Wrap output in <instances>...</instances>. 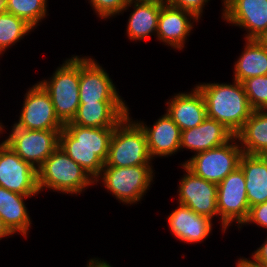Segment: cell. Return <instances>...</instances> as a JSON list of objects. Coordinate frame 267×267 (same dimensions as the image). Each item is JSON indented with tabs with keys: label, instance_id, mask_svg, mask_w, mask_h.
Returning a JSON list of instances; mask_svg holds the SVG:
<instances>
[{
	"label": "cell",
	"instance_id": "6da1fadb",
	"mask_svg": "<svg viewBox=\"0 0 267 267\" xmlns=\"http://www.w3.org/2000/svg\"><path fill=\"white\" fill-rule=\"evenodd\" d=\"M114 129L66 123L59 133V147L95 180L107 161Z\"/></svg>",
	"mask_w": 267,
	"mask_h": 267
},
{
	"label": "cell",
	"instance_id": "7a4b0ae2",
	"mask_svg": "<svg viewBox=\"0 0 267 267\" xmlns=\"http://www.w3.org/2000/svg\"><path fill=\"white\" fill-rule=\"evenodd\" d=\"M196 87L204 96L207 117L224 124L234 135L253 112L239 81L234 80L232 84L203 82Z\"/></svg>",
	"mask_w": 267,
	"mask_h": 267
},
{
	"label": "cell",
	"instance_id": "3957f363",
	"mask_svg": "<svg viewBox=\"0 0 267 267\" xmlns=\"http://www.w3.org/2000/svg\"><path fill=\"white\" fill-rule=\"evenodd\" d=\"M39 192L48 189L63 194L80 195L94 179L59 146L37 170Z\"/></svg>",
	"mask_w": 267,
	"mask_h": 267
},
{
	"label": "cell",
	"instance_id": "277c9868",
	"mask_svg": "<svg viewBox=\"0 0 267 267\" xmlns=\"http://www.w3.org/2000/svg\"><path fill=\"white\" fill-rule=\"evenodd\" d=\"M155 170L152 165L113 167L104 165L94 183L107 189L120 203L135 205L141 203L151 184L154 182ZM150 187V188H149Z\"/></svg>",
	"mask_w": 267,
	"mask_h": 267
},
{
	"label": "cell",
	"instance_id": "5b68a950",
	"mask_svg": "<svg viewBox=\"0 0 267 267\" xmlns=\"http://www.w3.org/2000/svg\"><path fill=\"white\" fill-rule=\"evenodd\" d=\"M39 83L49 93L58 119L63 124L71 122L80 105L79 56L65 59L51 77Z\"/></svg>",
	"mask_w": 267,
	"mask_h": 267
},
{
	"label": "cell",
	"instance_id": "8992f818",
	"mask_svg": "<svg viewBox=\"0 0 267 267\" xmlns=\"http://www.w3.org/2000/svg\"><path fill=\"white\" fill-rule=\"evenodd\" d=\"M146 135L129 114L115 127L105 164L113 167L152 165Z\"/></svg>",
	"mask_w": 267,
	"mask_h": 267
},
{
	"label": "cell",
	"instance_id": "52a82bcc",
	"mask_svg": "<svg viewBox=\"0 0 267 267\" xmlns=\"http://www.w3.org/2000/svg\"><path fill=\"white\" fill-rule=\"evenodd\" d=\"M242 154L238 139L234 136L221 146L192 155L182 164L200 178L219 184L239 167Z\"/></svg>",
	"mask_w": 267,
	"mask_h": 267
},
{
	"label": "cell",
	"instance_id": "ba28073f",
	"mask_svg": "<svg viewBox=\"0 0 267 267\" xmlns=\"http://www.w3.org/2000/svg\"><path fill=\"white\" fill-rule=\"evenodd\" d=\"M243 171L238 167L217 184V211L222 232L237 223L239 228L249 213Z\"/></svg>",
	"mask_w": 267,
	"mask_h": 267
},
{
	"label": "cell",
	"instance_id": "9c48e42d",
	"mask_svg": "<svg viewBox=\"0 0 267 267\" xmlns=\"http://www.w3.org/2000/svg\"><path fill=\"white\" fill-rule=\"evenodd\" d=\"M11 127L4 142L36 170L59 146L61 130H24L15 124Z\"/></svg>",
	"mask_w": 267,
	"mask_h": 267
},
{
	"label": "cell",
	"instance_id": "30bf717a",
	"mask_svg": "<svg viewBox=\"0 0 267 267\" xmlns=\"http://www.w3.org/2000/svg\"><path fill=\"white\" fill-rule=\"evenodd\" d=\"M18 121L14 124L24 130H62L64 124L55 114L49 93L38 82L24 94Z\"/></svg>",
	"mask_w": 267,
	"mask_h": 267
},
{
	"label": "cell",
	"instance_id": "8fae6325",
	"mask_svg": "<svg viewBox=\"0 0 267 267\" xmlns=\"http://www.w3.org/2000/svg\"><path fill=\"white\" fill-rule=\"evenodd\" d=\"M96 59L79 56V102L125 101L109 73Z\"/></svg>",
	"mask_w": 267,
	"mask_h": 267
},
{
	"label": "cell",
	"instance_id": "7c38bea8",
	"mask_svg": "<svg viewBox=\"0 0 267 267\" xmlns=\"http://www.w3.org/2000/svg\"><path fill=\"white\" fill-rule=\"evenodd\" d=\"M0 186L22 195L40 194L37 170L4 141L0 143Z\"/></svg>",
	"mask_w": 267,
	"mask_h": 267
},
{
	"label": "cell",
	"instance_id": "4fadbf2b",
	"mask_svg": "<svg viewBox=\"0 0 267 267\" xmlns=\"http://www.w3.org/2000/svg\"><path fill=\"white\" fill-rule=\"evenodd\" d=\"M186 172L179 181L177 203L189 207L199 215L211 220L218 218L217 184L207 181L190 171L184 164H180Z\"/></svg>",
	"mask_w": 267,
	"mask_h": 267
},
{
	"label": "cell",
	"instance_id": "5bb4252c",
	"mask_svg": "<svg viewBox=\"0 0 267 267\" xmlns=\"http://www.w3.org/2000/svg\"><path fill=\"white\" fill-rule=\"evenodd\" d=\"M222 19L247 33L244 39H256L267 29V0H222Z\"/></svg>",
	"mask_w": 267,
	"mask_h": 267
},
{
	"label": "cell",
	"instance_id": "9a60e30c",
	"mask_svg": "<svg viewBox=\"0 0 267 267\" xmlns=\"http://www.w3.org/2000/svg\"><path fill=\"white\" fill-rule=\"evenodd\" d=\"M192 12L176 8L165 2L158 17L156 38L164 45L176 50L185 48L187 37L194 28V22H199Z\"/></svg>",
	"mask_w": 267,
	"mask_h": 267
},
{
	"label": "cell",
	"instance_id": "2e32d148",
	"mask_svg": "<svg viewBox=\"0 0 267 267\" xmlns=\"http://www.w3.org/2000/svg\"><path fill=\"white\" fill-rule=\"evenodd\" d=\"M177 204L167 217L170 232L179 241L189 244L203 243L212 232L213 221L185 205Z\"/></svg>",
	"mask_w": 267,
	"mask_h": 267
},
{
	"label": "cell",
	"instance_id": "e0dca14e",
	"mask_svg": "<svg viewBox=\"0 0 267 267\" xmlns=\"http://www.w3.org/2000/svg\"><path fill=\"white\" fill-rule=\"evenodd\" d=\"M136 122L146 135L148 151L153 160L180 152L181 130L167 112L151 126L138 119Z\"/></svg>",
	"mask_w": 267,
	"mask_h": 267
},
{
	"label": "cell",
	"instance_id": "ac0fdd59",
	"mask_svg": "<svg viewBox=\"0 0 267 267\" xmlns=\"http://www.w3.org/2000/svg\"><path fill=\"white\" fill-rule=\"evenodd\" d=\"M171 97L165 103V111L181 131L195 128L206 119L205 99L196 86L189 92H179Z\"/></svg>",
	"mask_w": 267,
	"mask_h": 267
},
{
	"label": "cell",
	"instance_id": "d6986e66",
	"mask_svg": "<svg viewBox=\"0 0 267 267\" xmlns=\"http://www.w3.org/2000/svg\"><path fill=\"white\" fill-rule=\"evenodd\" d=\"M125 101H96L80 103L71 122L92 128L116 127L130 110Z\"/></svg>",
	"mask_w": 267,
	"mask_h": 267
},
{
	"label": "cell",
	"instance_id": "ffe728a7",
	"mask_svg": "<svg viewBox=\"0 0 267 267\" xmlns=\"http://www.w3.org/2000/svg\"><path fill=\"white\" fill-rule=\"evenodd\" d=\"M165 0H129L126 8L133 7L129 14L126 34L132 41H142L156 35L158 17Z\"/></svg>",
	"mask_w": 267,
	"mask_h": 267
},
{
	"label": "cell",
	"instance_id": "44dd1931",
	"mask_svg": "<svg viewBox=\"0 0 267 267\" xmlns=\"http://www.w3.org/2000/svg\"><path fill=\"white\" fill-rule=\"evenodd\" d=\"M234 136L224 124L206 117L197 127L181 131L180 151L188 149L197 154L221 146Z\"/></svg>",
	"mask_w": 267,
	"mask_h": 267
},
{
	"label": "cell",
	"instance_id": "7402d4cb",
	"mask_svg": "<svg viewBox=\"0 0 267 267\" xmlns=\"http://www.w3.org/2000/svg\"><path fill=\"white\" fill-rule=\"evenodd\" d=\"M239 168L245 177V188L249 206L267 201V155H250L243 153Z\"/></svg>",
	"mask_w": 267,
	"mask_h": 267
},
{
	"label": "cell",
	"instance_id": "603a6c76",
	"mask_svg": "<svg viewBox=\"0 0 267 267\" xmlns=\"http://www.w3.org/2000/svg\"><path fill=\"white\" fill-rule=\"evenodd\" d=\"M37 195H22L0 186V217L14 234L27 238L32 221L25 200Z\"/></svg>",
	"mask_w": 267,
	"mask_h": 267
},
{
	"label": "cell",
	"instance_id": "cb8c5ba5",
	"mask_svg": "<svg viewBox=\"0 0 267 267\" xmlns=\"http://www.w3.org/2000/svg\"><path fill=\"white\" fill-rule=\"evenodd\" d=\"M235 136L243 153L267 155V110H253Z\"/></svg>",
	"mask_w": 267,
	"mask_h": 267
},
{
	"label": "cell",
	"instance_id": "d4e9b609",
	"mask_svg": "<svg viewBox=\"0 0 267 267\" xmlns=\"http://www.w3.org/2000/svg\"><path fill=\"white\" fill-rule=\"evenodd\" d=\"M243 51L234 63L233 80H244L267 75V51L256 39H245Z\"/></svg>",
	"mask_w": 267,
	"mask_h": 267
},
{
	"label": "cell",
	"instance_id": "484cf974",
	"mask_svg": "<svg viewBox=\"0 0 267 267\" xmlns=\"http://www.w3.org/2000/svg\"><path fill=\"white\" fill-rule=\"evenodd\" d=\"M35 29L24 19L16 17L8 12L0 14V56L4 52L19 43L21 39Z\"/></svg>",
	"mask_w": 267,
	"mask_h": 267
},
{
	"label": "cell",
	"instance_id": "4316f807",
	"mask_svg": "<svg viewBox=\"0 0 267 267\" xmlns=\"http://www.w3.org/2000/svg\"><path fill=\"white\" fill-rule=\"evenodd\" d=\"M48 0H7V12L24 19L34 29L46 19Z\"/></svg>",
	"mask_w": 267,
	"mask_h": 267
},
{
	"label": "cell",
	"instance_id": "83f0119b",
	"mask_svg": "<svg viewBox=\"0 0 267 267\" xmlns=\"http://www.w3.org/2000/svg\"><path fill=\"white\" fill-rule=\"evenodd\" d=\"M250 107L267 110V75L251 77L242 82Z\"/></svg>",
	"mask_w": 267,
	"mask_h": 267
},
{
	"label": "cell",
	"instance_id": "f1b7e54d",
	"mask_svg": "<svg viewBox=\"0 0 267 267\" xmlns=\"http://www.w3.org/2000/svg\"><path fill=\"white\" fill-rule=\"evenodd\" d=\"M96 15L104 20L122 14L129 0H88Z\"/></svg>",
	"mask_w": 267,
	"mask_h": 267
},
{
	"label": "cell",
	"instance_id": "f546056e",
	"mask_svg": "<svg viewBox=\"0 0 267 267\" xmlns=\"http://www.w3.org/2000/svg\"><path fill=\"white\" fill-rule=\"evenodd\" d=\"M252 223L265 230L267 229V201L250 207L248 216L243 224L239 227V230L241 227L246 226V224L249 225Z\"/></svg>",
	"mask_w": 267,
	"mask_h": 267
},
{
	"label": "cell",
	"instance_id": "4dcf8cb0",
	"mask_svg": "<svg viewBox=\"0 0 267 267\" xmlns=\"http://www.w3.org/2000/svg\"><path fill=\"white\" fill-rule=\"evenodd\" d=\"M170 5L192 12L198 19H201L205 5L210 0H165Z\"/></svg>",
	"mask_w": 267,
	"mask_h": 267
},
{
	"label": "cell",
	"instance_id": "1f68e13d",
	"mask_svg": "<svg viewBox=\"0 0 267 267\" xmlns=\"http://www.w3.org/2000/svg\"><path fill=\"white\" fill-rule=\"evenodd\" d=\"M251 257L258 263L267 266V236L265 241L258 247Z\"/></svg>",
	"mask_w": 267,
	"mask_h": 267
},
{
	"label": "cell",
	"instance_id": "d6a6232c",
	"mask_svg": "<svg viewBox=\"0 0 267 267\" xmlns=\"http://www.w3.org/2000/svg\"><path fill=\"white\" fill-rule=\"evenodd\" d=\"M237 262L235 263V267H267L265 265H262L255 261L252 257L250 258H245V257H240Z\"/></svg>",
	"mask_w": 267,
	"mask_h": 267
},
{
	"label": "cell",
	"instance_id": "836d02e7",
	"mask_svg": "<svg viewBox=\"0 0 267 267\" xmlns=\"http://www.w3.org/2000/svg\"><path fill=\"white\" fill-rule=\"evenodd\" d=\"M86 267H113L110 265L107 260H101L100 258H90L89 261H87Z\"/></svg>",
	"mask_w": 267,
	"mask_h": 267
},
{
	"label": "cell",
	"instance_id": "e575fe53",
	"mask_svg": "<svg viewBox=\"0 0 267 267\" xmlns=\"http://www.w3.org/2000/svg\"><path fill=\"white\" fill-rule=\"evenodd\" d=\"M10 236H13V233L8 229L3 222V219L0 217V240L3 238H9Z\"/></svg>",
	"mask_w": 267,
	"mask_h": 267
},
{
	"label": "cell",
	"instance_id": "d590c367",
	"mask_svg": "<svg viewBox=\"0 0 267 267\" xmlns=\"http://www.w3.org/2000/svg\"><path fill=\"white\" fill-rule=\"evenodd\" d=\"M256 40L267 51V29Z\"/></svg>",
	"mask_w": 267,
	"mask_h": 267
},
{
	"label": "cell",
	"instance_id": "8d00e7d4",
	"mask_svg": "<svg viewBox=\"0 0 267 267\" xmlns=\"http://www.w3.org/2000/svg\"><path fill=\"white\" fill-rule=\"evenodd\" d=\"M7 12V0H0V14Z\"/></svg>",
	"mask_w": 267,
	"mask_h": 267
},
{
	"label": "cell",
	"instance_id": "74e56055",
	"mask_svg": "<svg viewBox=\"0 0 267 267\" xmlns=\"http://www.w3.org/2000/svg\"><path fill=\"white\" fill-rule=\"evenodd\" d=\"M5 125H3V123L2 122H0V135H2V134H4V132H5Z\"/></svg>",
	"mask_w": 267,
	"mask_h": 267
}]
</instances>
